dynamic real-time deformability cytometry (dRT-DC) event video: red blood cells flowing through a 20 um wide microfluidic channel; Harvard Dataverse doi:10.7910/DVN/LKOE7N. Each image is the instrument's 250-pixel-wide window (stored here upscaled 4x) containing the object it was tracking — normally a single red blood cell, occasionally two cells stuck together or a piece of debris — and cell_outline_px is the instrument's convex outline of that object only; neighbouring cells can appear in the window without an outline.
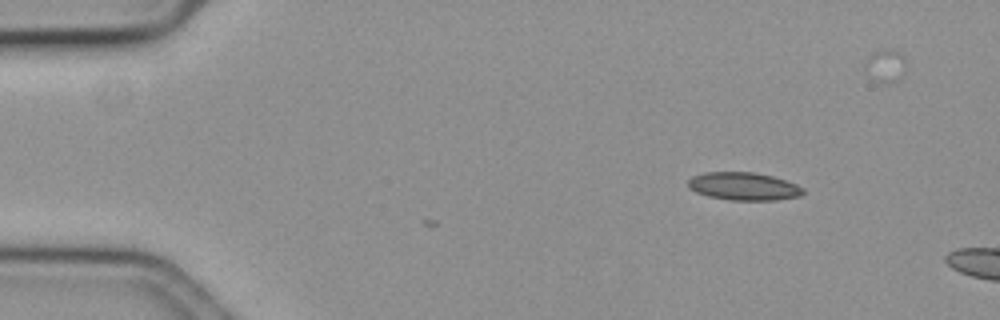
{"species": "common noctule bat (a hibernating species)", "species_latin": "Nyctalus noctula", "temperature_condition": "cold", "stored_images_in_passage": 4, "camera_frame_rate_fps": 3000, "um_per_image_px": 0.085, "animal": {"sex": "female", "body_mass_g": 19.3, "forearm_length_mm": 54.1}, "frame": {"image": 1, "passage_image": 1, "time_ms": 0.0, "image_size_px": [1000, 320], "cell_outline_px": [[804, 192], [800, 196], [776, 200], [728, 200], [708, 196], [696, 192], [688, 188], [688, 180], [692, 176], [704, 172], [752, 172], [772, 176], [796, 184], [804, 188]], "centroid_in_image_um": [63.19, 15.84], "position_along_channel_um": 21.8, "area_um2": 18.73}}